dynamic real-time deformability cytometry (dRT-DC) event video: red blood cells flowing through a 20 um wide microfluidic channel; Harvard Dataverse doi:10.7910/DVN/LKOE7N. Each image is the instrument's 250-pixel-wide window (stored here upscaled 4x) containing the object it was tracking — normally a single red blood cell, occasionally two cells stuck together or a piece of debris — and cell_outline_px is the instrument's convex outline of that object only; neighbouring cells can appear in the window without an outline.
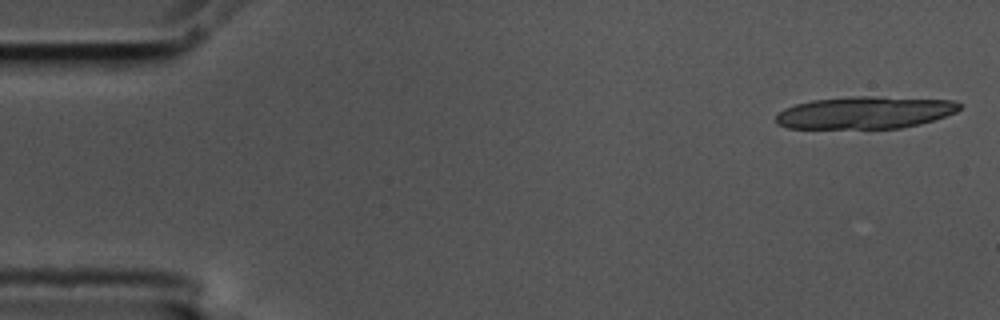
{"species": "common noctule bat (a hibernating species)", "species_latin": "Nyctalus noctula", "temperature_condition": "cold", "stored_images_in_passage": 4, "camera_frame_rate_fps": 3000, "um_per_image_px": 0.085, "animal": {"sex": "male", "body_mass_g": 17.5, "forearm_length_mm": 52.3}, "frame": {"image": 1, "passage_image": 1, "time_ms": 0.0, "image_size_px": [1000, 320], "cell_outline_px": [[960, 108], [956, 112], [920, 124], [900, 128], [788, 128], [776, 124], [776, 116], [784, 108], [796, 104], [812, 100], [852, 96], [872, 96], [956, 100], [960, 104]], "centroid_in_image_um": [73.52, 9.56], "position_along_channel_um": 11.5, "area_um2": 34.51}}